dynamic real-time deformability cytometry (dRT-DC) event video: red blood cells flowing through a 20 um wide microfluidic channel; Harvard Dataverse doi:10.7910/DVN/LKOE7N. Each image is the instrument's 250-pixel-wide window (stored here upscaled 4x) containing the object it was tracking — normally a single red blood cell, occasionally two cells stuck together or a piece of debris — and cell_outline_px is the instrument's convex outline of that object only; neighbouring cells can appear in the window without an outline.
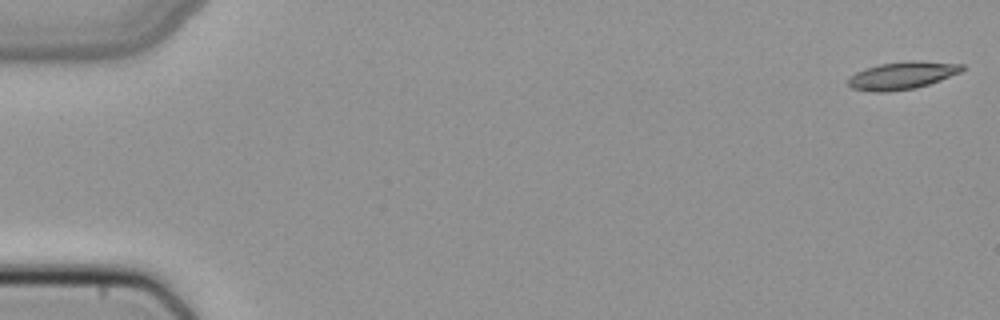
{"species": "common noctule bat (a hibernating species)", "species_latin": "Nyctalus noctula", "temperature_condition": "cold", "stored_images_in_passage": 50, "camera_frame_rate_fps": 3000, "um_per_image_px": 0.085, "animal": {"sex": "female", "body_mass_g": 22.7, "forearm_length_mm": 54.2}, "frame": {"image": 1, "passage_image": 1, "time_ms": 0.0, "image_size_px": [1000, 320], "cell_outline_px": [[964, 68], [960, 72], [940, 80], [916, 88], [884, 92], [876, 92], [852, 88], [848, 84], [848, 76], [856, 72], [880, 64], [908, 60], [920, 60], [964, 64]], "centroid_in_image_um": [76.69, 6.4], "position_along_channel_um": 8.3, "area_um2": 18.26}}
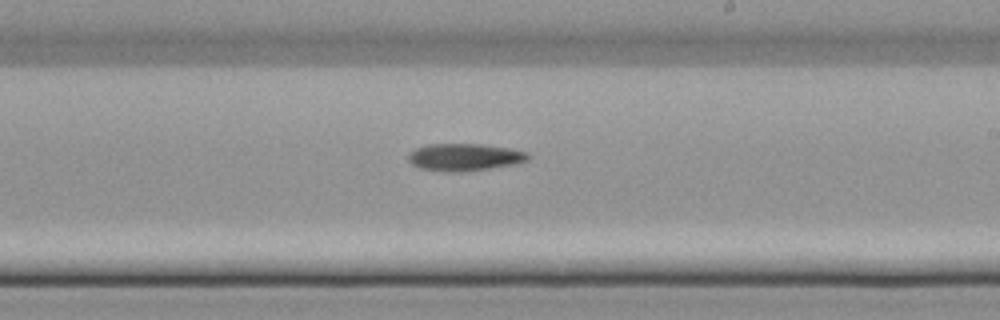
{"frame": {"image": 2, "passage_image": 30, "time_ms": 9.667, "image_size_px": [1000, 320], "cell_outline_px": [[532, 156], [528, 160], [512, 164], [492, 168], [460, 172], [444, 172], [420, 168], [412, 164], [408, 160], [408, 152], [416, 148], [428, 144], [480, 144], [508, 148], [528, 152]], "centroid_in_image_um": [39.47, 13.36], "position_along_channel_um": 249.5, "area_um2": 19.13}}
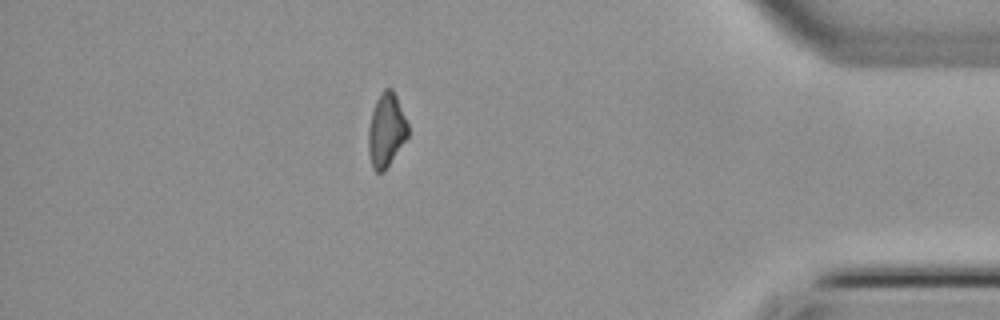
{"frame": {"image": 3, "passage_image": 44, "time_ms": 14.333, "image_size_px": [1000, 320], "cell_outline_px": [[408, 136], [384, 172], [376, 172], [372, 168], [368, 152], [368, 128], [372, 112], [376, 100], [380, 92], [384, 88], [392, 88], [396, 96], [408, 124]], "centroid_in_image_um": [32.81, 11.07], "position_along_channel_um": 402.4, "area_um2": 16.99}}